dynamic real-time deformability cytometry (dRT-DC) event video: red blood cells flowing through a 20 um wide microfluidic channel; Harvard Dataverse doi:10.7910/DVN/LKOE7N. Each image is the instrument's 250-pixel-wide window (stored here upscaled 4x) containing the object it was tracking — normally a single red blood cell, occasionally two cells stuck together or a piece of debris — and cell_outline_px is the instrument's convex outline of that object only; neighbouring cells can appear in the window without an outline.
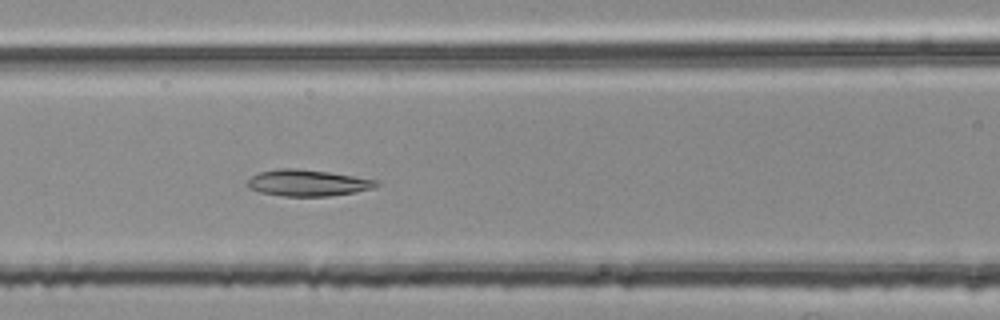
{"species": "common noctule bat (a hibernating species)", "species_latin": "Nyctalus noctula", "temperature_condition": "room temperature", "stored_images_in_passage": 31, "camera_frame_rate_fps": 3000, "um_per_image_px": 0.085, "animal": {"sex": "female", "body_mass_g": 25.1}, "frame": {"image": 1, "passage_image": 6, "time_ms": 1.667, "image_size_px": [1000, 320], "cell_outline_px": [[380, 184], [372, 188], [356, 192], [328, 196], [280, 196], [260, 192], [248, 188], [244, 184], [252, 176], [260, 172], [280, 168], [296, 168], [328, 172], [380, 180]], "centroid_in_image_um": [26.14, 15.55], "position_along_channel_um": 140.5, "area_um2": 19.94}}
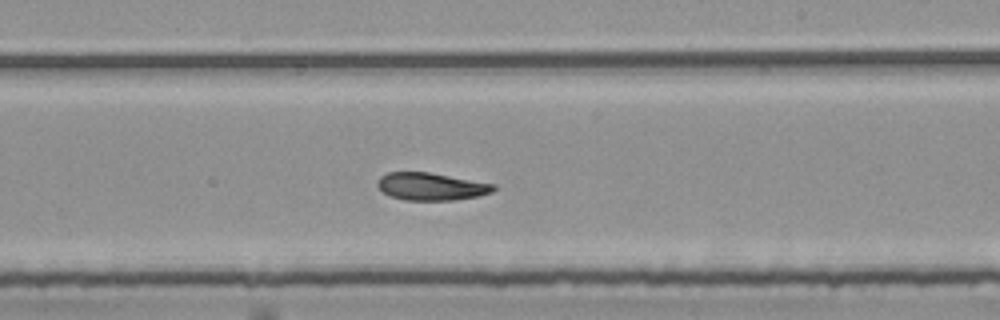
{"frame": {"image": 2, "passage_image": 15, "time_ms": 4.667, "image_size_px": [1000, 320], "cell_outline_px": [[496, 188], [492, 192], [480, 196], [452, 200], [404, 200], [392, 196], [384, 192], [376, 184], [380, 176], [388, 172], [428, 172], [496, 184]], "centroid_in_image_um": [36.67, 15.85], "position_along_channel_um": 252.3, "area_um2": 18.55}}
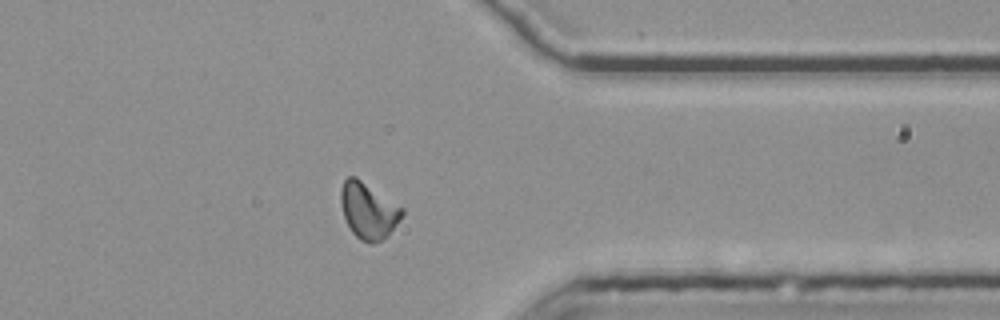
{"frame": {"image": 3, "passage_image": 26, "time_ms": 8.333, "image_size_px": [1000, 320], "cell_outline_px": [[404, 212], [400, 220], [388, 236], [372, 244], [368, 244], [360, 240], [352, 232], [344, 216], [340, 200], [340, 192], [344, 180], [348, 176], [356, 176], [404, 208]], "centroid_in_image_um": [31.32, 17.9], "position_along_channel_um": 380.1, "area_um2": 20.11}}